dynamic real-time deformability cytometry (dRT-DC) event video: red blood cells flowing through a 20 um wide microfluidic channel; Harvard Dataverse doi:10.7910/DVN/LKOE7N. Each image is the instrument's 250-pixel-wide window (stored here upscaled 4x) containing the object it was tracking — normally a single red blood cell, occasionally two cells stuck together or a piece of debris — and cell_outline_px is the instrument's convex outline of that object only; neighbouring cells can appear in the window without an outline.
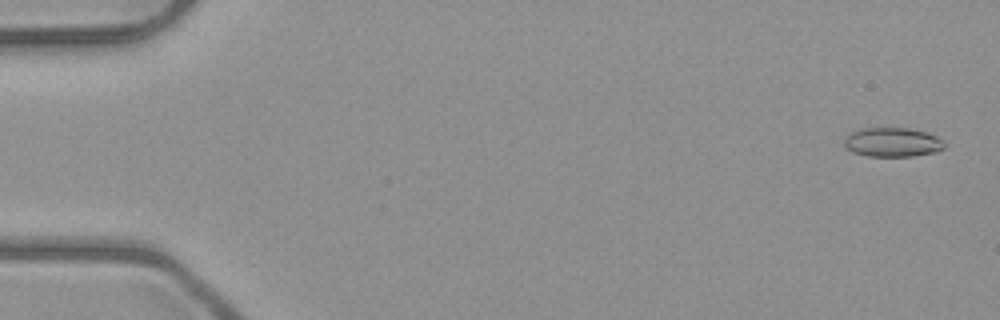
{"species": "common noctule bat (a hibernating species)", "species_latin": "Nyctalus noctula", "temperature_condition": "room temperature", "stored_images_in_passage": 5, "camera_frame_rate_fps": 3000, "um_per_image_px": 0.085, "animal": {"sex": "male", "body_mass_g": 23.1, "forearm_length_mm": 52.7}, "frame": {"image": 1, "passage_image": 1, "time_ms": 0.0, "image_size_px": [1000, 320], "cell_outline_px": [[944, 148], [936, 152], [912, 156], [868, 156], [852, 152], [844, 148], [844, 140], [852, 132], [864, 128], [908, 128], [924, 132], [936, 136], [944, 144]], "centroid_in_image_um": [75.83, 12.1], "position_along_channel_um": 9.2, "area_um2": 16.88}}
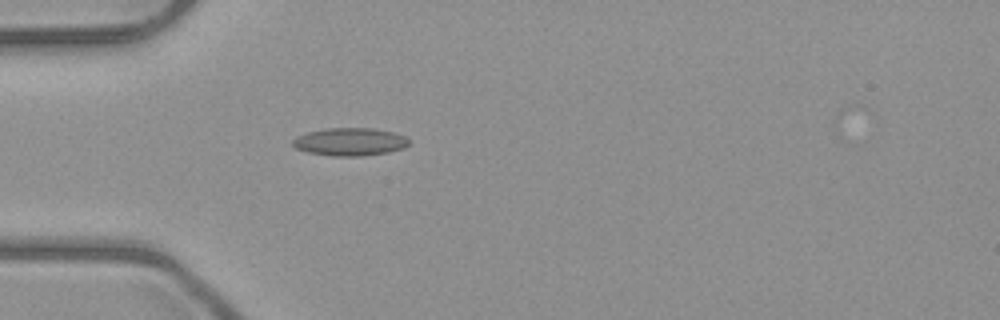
{"frame": {"image": 2, "passage_image": 5, "time_ms": 4.667, "image_size_px": [1000, 320], "cell_outline_px": [[408, 144], [404, 148], [388, 152], [360, 156], [332, 156], [308, 152], [296, 148], [292, 144], [292, 140], [296, 136], [308, 132], [328, 128], [372, 128], [392, 132], [404, 136], [408, 140]], "centroid_in_image_um": [29.72, 12.05], "position_along_channel_um": 55.3, "area_um2": 18.73}}